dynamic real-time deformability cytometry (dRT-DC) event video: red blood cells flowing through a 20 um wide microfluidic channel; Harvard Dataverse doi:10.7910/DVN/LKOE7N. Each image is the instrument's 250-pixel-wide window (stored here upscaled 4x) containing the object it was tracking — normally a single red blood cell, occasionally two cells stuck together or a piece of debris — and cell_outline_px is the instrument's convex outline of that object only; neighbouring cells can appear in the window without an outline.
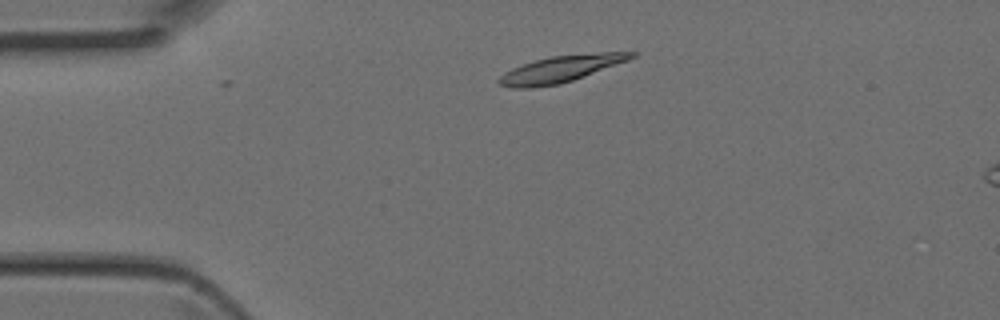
{"species": "Egyptian fruit bat (a non-hibernating species)", "species_latin": "Rousettus aegyptiacus", "temperature_condition": "room temperature", "stored_images_in_passage": 4, "camera_frame_rate_fps": 3000, "um_per_image_px": 0.085, "animal": {"sex": "female"}, "frame": {"image": 1, "passage_image": 2, "time_ms": 0.333, "image_size_px": [1000, 320], "cell_outline_px": [[640, 52], [636, 56], [628, 60], [572, 80], [560, 84], [532, 88], [512, 88], [496, 84], [496, 80], [504, 72], [512, 68], [536, 60], [552, 56], [600, 52]], "centroid_in_image_um": [47.62, 5.87], "position_along_channel_um": 37.4, "area_um2": 20.4}}
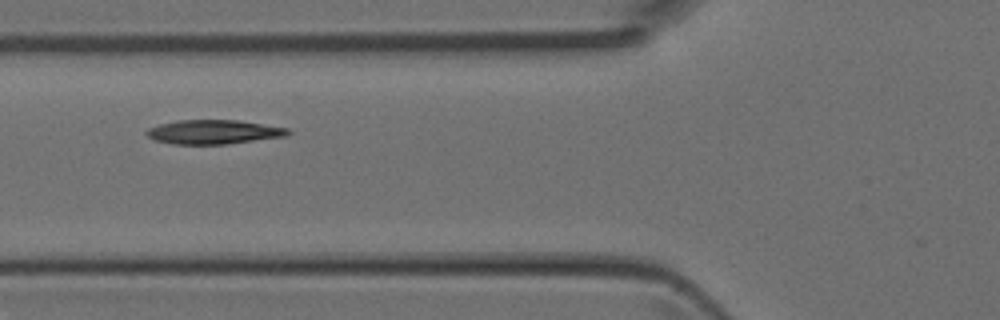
{"frame": {"image": 2, "passage_image": 4, "time_ms": 1.0, "image_size_px": [1000, 320], "cell_outline_px": [[292, 132], [288, 136], [224, 144], [172, 144], [152, 140], [144, 132], [148, 128], [160, 124], [176, 120], [236, 120], [288, 128]], "centroid_in_image_um": [18.13, 11.22], "position_along_channel_um": 107.7, "area_um2": 19.94}}